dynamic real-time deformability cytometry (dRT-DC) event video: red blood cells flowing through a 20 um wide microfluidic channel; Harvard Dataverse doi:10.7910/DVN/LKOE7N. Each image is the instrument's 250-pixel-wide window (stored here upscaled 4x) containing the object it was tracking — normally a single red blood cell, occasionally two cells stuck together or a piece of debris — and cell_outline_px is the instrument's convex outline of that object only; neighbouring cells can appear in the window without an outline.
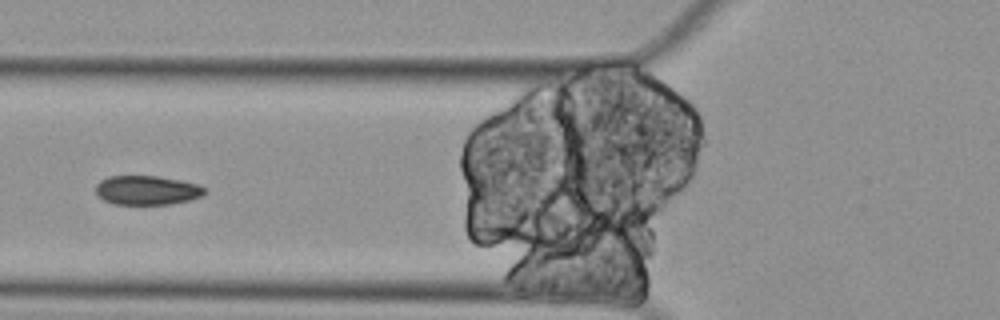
{"species": "Egyptian fruit bat (a non-hibernating species)", "species_latin": "Rousettus aegyptiacus", "temperature_condition": "cold", "stored_images_in_passage": 9, "camera_frame_rate_fps": 3000, "um_per_image_px": 0.085, "animal": {"sex": "female"}, "frame": {"image": 1, "passage_image": 7, "time_ms": 2.0, "image_size_px": [1000, 320], "cell_outline_px": [[208, 192], [204, 196], [192, 200], [172, 204], [112, 204], [104, 200], [96, 192], [96, 184], [100, 180], [108, 176], [160, 176], [180, 180], [196, 184], [208, 188]], "centroid_in_image_um": [12.56, 16.17], "position_along_channel_um": 113.2, "area_um2": 18.84}}
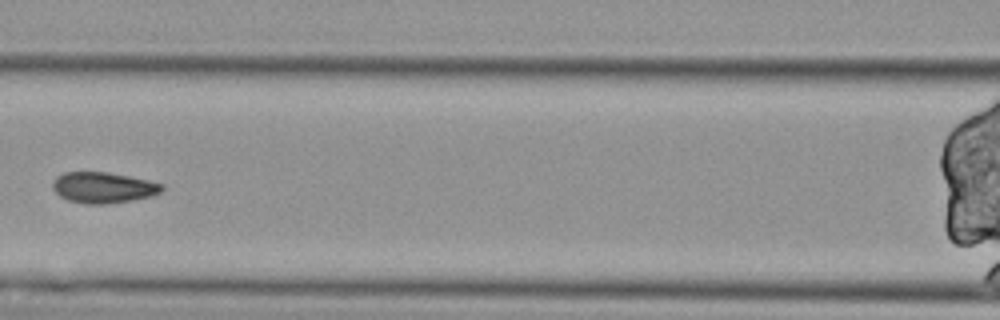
{"frame": {"image": 2, "passage_image": 8, "time_ms": 2.333, "image_size_px": [1000, 320], "cell_outline_px": [[164, 188], [160, 192], [152, 196], [132, 200], [104, 204], [84, 204], [68, 200], [60, 196], [52, 188], [52, 180], [56, 176], [64, 172], [108, 172], [148, 180], [164, 184]], "centroid_in_image_um": [8.76, 15.94], "position_along_channel_um": 157.8, "area_um2": 19.77}}
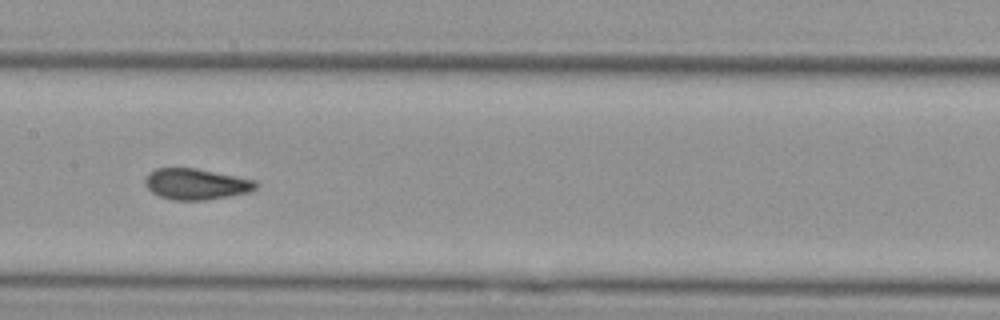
{"frame": {"image": 3, "passage_image": 9, "time_ms": 2.667, "image_size_px": [1000, 320], "cell_outline_px": [[260, 184], [252, 192], [204, 200], [172, 200], [160, 196], [152, 192], [144, 184], [144, 180], [148, 172], [156, 168], [196, 168], [256, 180]], "centroid_in_image_um": [16.68, 15.64], "position_along_channel_um": 190.7, "area_um2": 20.17}}